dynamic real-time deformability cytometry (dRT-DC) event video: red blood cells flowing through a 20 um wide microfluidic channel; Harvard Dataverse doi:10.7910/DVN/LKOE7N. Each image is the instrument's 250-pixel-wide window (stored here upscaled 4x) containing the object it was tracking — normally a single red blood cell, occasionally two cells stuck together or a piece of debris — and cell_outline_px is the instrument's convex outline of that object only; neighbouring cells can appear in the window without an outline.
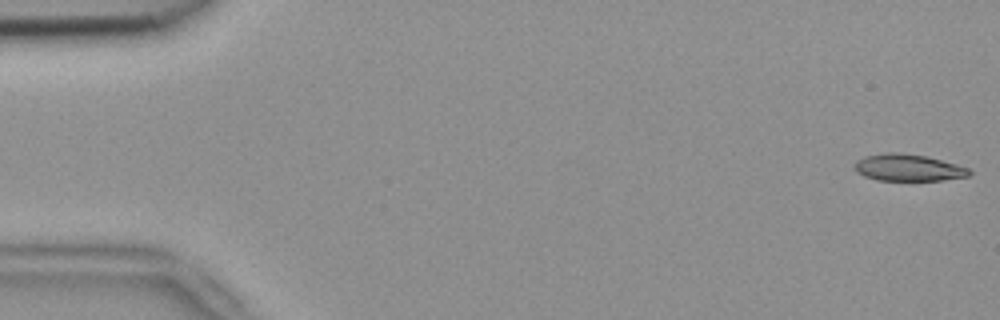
{"species": "common noctule bat (a hibernating species)", "species_latin": "Nyctalus noctula", "temperature_condition": "room temperature", "stored_images_in_passage": 14, "camera_frame_rate_fps": 3000, "um_per_image_px": 0.085, "animal": {"sex": "female", "body_mass_g": 18.4}, "frame": {"image": 1, "passage_image": 1, "time_ms": 0.0, "image_size_px": [1000, 320], "cell_outline_px": [[972, 172], [968, 176], [940, 180], [876, 180], [864, 176], [856, 172], [852, 164], [856, 160], [864, 156], [884, 152], [900, 152], [924, 156], [956, 164], [968, 168]], "centroid_in_image_um": [77.12, 14.24], "position_along_channel_um": 7.9, "area_um2": 17.98}}